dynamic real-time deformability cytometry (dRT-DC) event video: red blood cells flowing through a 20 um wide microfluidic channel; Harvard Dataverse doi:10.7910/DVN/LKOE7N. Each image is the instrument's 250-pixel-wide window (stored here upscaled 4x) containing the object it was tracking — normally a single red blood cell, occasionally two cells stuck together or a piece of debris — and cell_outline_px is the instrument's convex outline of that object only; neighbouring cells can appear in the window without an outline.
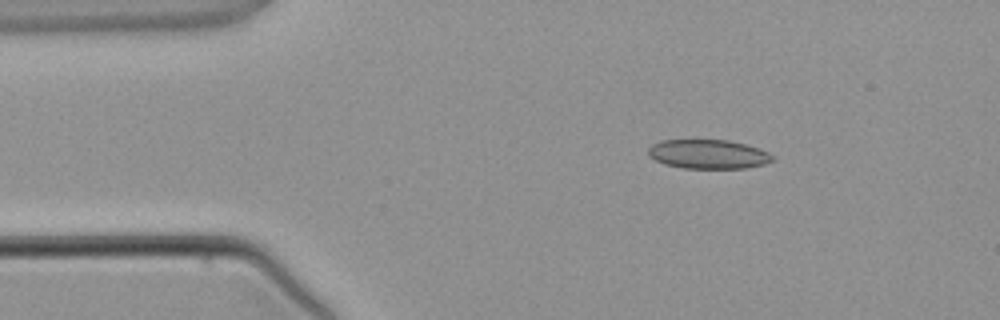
{"species": "common noctule bat (a hibernating species)", "species_latin": "Nyctalus noctula", "temperature_condition": "warm", "stored_images_in_passage": 2, "camera_frame_rate_fps": 3000, "um_per_image_px": 0.085, "animal": {"sex": "male", "body_mass_g": 21.5, "forearm_length_mm": 52.0}, "frame": {"image": 1, "passage_image": 1, "time_ms": 0.0, "image_size_px": [1000, 320], "cell_outline_px": [[772, 160], [764, 164], [744, 168], [684, 168], [664, 164], [656, 160], [648, 152], [648, 148], [652, 144], [660, 140], [728, 140], [760, 148], [768, 152], [772, 156]], "centroid_in_image_um": [60.19, 13.1], "position_along_channel_um": 24.8, "area_um2": 20.92}}
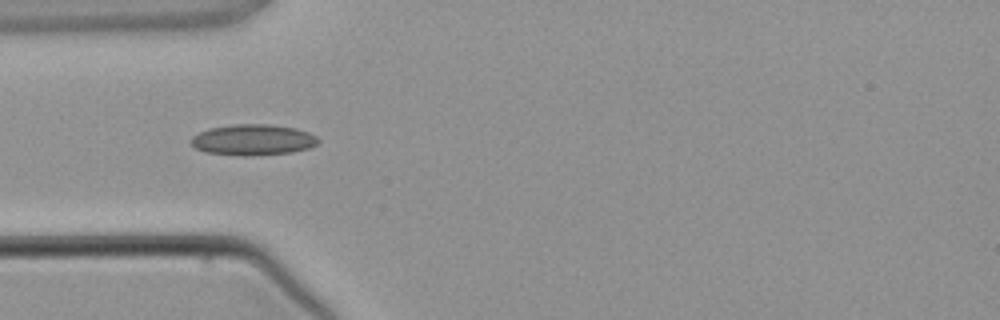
{"frame": {"image": 2, "passage_image": 2, "time_ms": 2.0, "image_size_px": [1000, 320], "cell_outline_px": [[320, 140], [316, 144], [308, 148], [292, 152], [252, 156], [244, 156], [204, 152], [196, 148], [192, 144], [192, 136], [208, 128], [232, 124], [268, 124], [296, 128], [308, 132], [316, 136]], "centroid_in_image_um": [21.5, 11.88], "position_along_channel_um": 63.5, "area_um2": 22.95}}